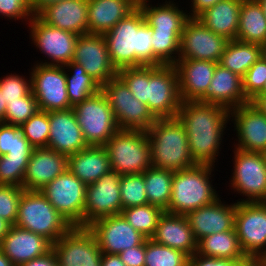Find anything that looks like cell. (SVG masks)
<instances>
[{
	"instance_id": "obj_1",
	"label": "cell",
	"mask_w": 266,
	"mask_h": 266,
	"mask_svg": "<svg viewBox=\"0 0 266 266\" xmlns=\"http://www.w3.org/2000/svg\"><path fill=\"white\" fill-rule=\"evenodd\" d=\"M177 117L186 128L195 164L215 166L230 110L218 104L188 101L181 103Z\"/></svg>"
},
{
	"instance_id": "obj_2",
	"label": "cell",
	"mask_w": 266,
	"mask_h": 266,
	"mask_svg": "<svg viewBox=\"0 0 266 266\" xmlns=\"http://www.w3.org/2000/svg\"><path fill=\"white\" fill-rule=\"evenodd\" d=\"M103 36L117 71L127 67L153 66L152 29L138 6Z\"/></svg>"
},
{
	"instance_id": "obj_3",
	"label": "cell",
	"mask_w": 266,
	"mask_h": 266,
	"mask_svg": "<svg viewBox=\"0 0 266 266\" xmlns=\"http://www.w3.org/2000/svg\"><path fill=\"white\" fill-rule=\"evenodd\" d=\"M146 132L152 166L176 172L196 165L190 154L186 128L178 117L157 118Z\"/></svg>"
},
{
	"instance_id": "obj_4",
	"label": "cell",
	"mask_w": 266,
	"mask_h": 266,
	"mask_svg": "<svg viewBox=\"0 0 266 266\" xmlns=\"http://www.w3.org/2000/svg\"><path fill=\"white\" fill-rule=\"evenodd\" d=\"M214 166L198 165L174 172L171 198L166 213L186 215L211 204L219 195L211 184ZM211 175V176H210Z\"/></svg>"
},
{
	"instance_id": "obj_5",
	"label": "cell",
	"mask_w": 266,
	"mask_h": 266,
	"mask_svg": "<svg viewBox=\"0 0 266 266\" xmlns=\"http://www.w3.org/2000/svg\"><path fill=\"white\" fill-rule=\"evenodd\" d=\"M104 147L109 155L111 170L121 176L142 174L152 166L146 131L119 129Z\"/></svg>"
},
{
	"instance_id": "obj_6",
	"label": "cell",
	"mask_w": 266,
	"mask_h": 266,
	"mask_svg": "<svg viewBox=\"0 0 266 266\" xmlns=\"http://www.w3.org/2000/svg\"><path fill=\"white\" fill-rule=\"evenodd\" d=\"M15 226L39 234L52 244L72 228L39 191L26 190L19 202Z\"/></svg>"
},
{
	"instance_id": "obj_7",
	"label": "cell",
	"mask_w": 266,
	"mask_h": 266,
	"mask_svg": "<svg viewBox=\"0 0 266 266\" xmlns=\"http://www.w3.org/2000/svg\"><path fill=\"white\" fill-rule=\"evenodd\" d=\"M87 145L104 146L119 130L107 98L100 90L73 107Z\"/></svg>"
},
{
	"instance_id": "obj_8",
	"label": "cell",
	"mask_w": 266,
	"mask_h": 266,
	"mask_svg": "<svg viewBox=\"0 0 266 266\" xmlns=\"http://www.w3.org/2000/svg\"><path fill=\"white\" fill-rule=\"evenodd\" d=\"M182 100L174 65H147L146 105L156 118L177 117Z\"/></svg>"
},
{
	"instance_id": "obj_9",
	"label": "cell",
	"mask_w": 266,
	"mask_h": 266,
	"mask_svg": "<svg viewBox=\"0 0 266 266\" xmlns=\"http://www.w3.org/2000/svg\"><path fill=\"white\" fill-rule=\"evenodd\" d=\"M101 91L113 110L119 129L147 131L156 121L148 106L134 97L118 76L102 85Z\"/></svg>"
},
{
	"instance_id": "obj_10",
	"label": "cell",
	"mask_w": 266,
	"mask_h": 266,
	"mask_svg": "<svg viewBox=\"0 0 266 266\" xmlns=\"http://www.w3.org/2000/svg\"><path fill=\"white\" fill-rule=\"evenodd\" d=\"M86 186L67 169L39 192L72 227H84Z\"/></svg>"
},
{
	"instance_id": "obj_11",
	"label": "cell",
	"mask_w": 266,
	"mask_h": 266,
	"mask_svg": "<svg viewBox=\"0 0 266 266\" xmlns=\"http://www.w3.org/2000/svg\"><path fill=\"white\" fill-rule=\"evenodd\" d=\"M234 228L248 259L266 256V206L262 202H238Z\"/></svg>"
},
{
	"instance_id": "obj_12",
	"label": "cell",
	"mask_w": 266,
	"mask_h": 266,
	"mask_svg": "<svg viewBox=\"0 0 266 266\" xmlns=\"http://www.w3.org/2000/svg\"><path fill=\"white\" fill-rule=\"evenodd\" d=\"M230 187L248 197L238 202H262L266 198V162L262 153L234 149Z\"/></svg>"
},
{
	"instance_id": "obj_13",
	"label": "cell",
	"mask_w": 266,
	"mask_h": 266,
	"mask_svg": "<svg viewBox=\"0 0 266 266\" xmlns=\"http://www.w3.org/2000/svg\"><path fill=\"white\" fill-rule=\"evenodd\" d=\"M31 68V89L39 110L59 111L72 108L67 96L64 66L35 64Z\"/></svg>"
},
{
	"instance_id": "obj_14",
	"label": "cell",
	"mask_w": 266,
	"mask_h": 266,
	"mask_svg": "<svg viewBox=\"0 0 266 266\" xmlns=\"http://www.w3.org/2000/svg\"><path fill=\"white\" fill-rule=\"evenodd\" d=\"M31 27L30 39L32 38V43L36 45L35 47L41 53L45 54L48 60L51 61L44 62L41 61L38 64L42 65H55V66H65L67 63L72 61L74 56L75 45L78 39V35L53 26H49L43 22L37 15L33 17L27 23Z\"/></svg>"
},
{
	"instance_id": "obj_15",
	"label": "cell",
	"mask_w": 266,
	"mask_h": 266,
	"mask_svg": "<svg viewBox=\"0 0 266 266\" xmlns=\"http://www.w3.org/2000/svg\"><path fill=\"white\" fill-rule=\"evenodd\" d=\"M58 266H101L102 252L87 227H72L52 244Z\"/></svg>"
},
{
	"instance_id": "obj_16",
	"label": "cell",
	"mask_w": 266,
	"mask_h": 266,
	"mask_svg": "<svg viewBox=\"0 0 266 266\" xmlns=\"http://www.w3.org/2000/svg\"><path fill=\"white\" fill-rule=\"evenodd\" d=\"M228 41L205 27L198 18L189 17L180 38L179 59L219 63Z\"/></svg>"
},
{
	"instance_id": "obj_17",
	"label": "cell",
	"mask_w": 266,
	"mask_h": 266,
	"mask_svg": "<svg viewBox=\"0 0 266 266\" xmlns=\"http://www.w3.org/2000/svg\"><path fill=\"white\" fill-rule=\"evenodd\" d=\"M73 62L81 65L86 74L94 78L101 86L117 76L108 52V45L102 34L79 35Z\"/></svg>"
},
{
	"instance_id": "obj_18",
	"label": "cell",
	"mask_w": 266,
	"mask_h": 266,
	"mask_svg": "<svg viewBox=\"0 0 266 266\" xmlns=\"http://www.w3.org/2000/svg\"><path fill=\"white\" fill-rule=\"evenodd\" d=\"M120 178L111 170L86 186L84 227L102 217L121 214Z\"/></svg>"
},
{
	"instance_id": "obj_19",
	"label": "cell",
	"mask_w": 266,
	"mask_h": 266,
	"mask_svg": "<svg viewBox=\"0 0 266 266\" xmlns=\"http://www.w3.org/2000/svg\"><path fill=\"white\" fill-rule=\"evenodd\" d=\"M87 228L95 236L102 253L119 254L140 245L146 238L122 214L102 217Z\"/></svg>"
},
{
	"instance_id": "obj_20",
	"label": "cell",
	"mask_w": 266,
	"mask_h": 266,
	"mask_svg": "<svg viewBox=\"0 0 266 266\" xmlns=\"http://www.w3.org/2000/svg\"><path fill=\"white\" fill-rule=\"evenodd\" d=\"M230 119L238 137L234 148L248 152L266 151V116L258 107L249 101L231 109Z\"/></svg>"
},
{
	"instance_id": "obj_21",
	"label": "cell",
	"mask_w": 266,
	"mask_h": 266,
	"mask_svg": "<svg viewBox=\"0 0 266 266\" xmlns=\"http://www.w3.org/2000/svg\"><path fill=\"white\" fill-rule=\"evenodd\" d=\"M237 203L226 204L220 198L185 215L198 242L205 236L234 229Z\"/></svg>"
},
{
	"instance_id": "obj_22",
	"label": "cell",
	"mask_w": 266,
	"mask_h": 266,
	"mask_svg": "<svg viewBox=\"0 0 266 266\" xmlns=\"http://www.w3.org/2000/svg\"><path fill=\"white\" fill-rule=\"evenodd\" d=\"M68 156L48 147L34 148L29 158L22 188L40 191L67 170Z\"/></svg>"
},
{
	"instance_id": "obj_23",
	"label": "cell",
	"mask_w": 266,
	"mask_h": 266,
	"mask_svg": "<svg viewBox=\"0 0 266 266\" xmlns=\"http://www.w3.org/2000/svg\"><path fill=\"white\" fill-rule=\"evenodd\" d=\"M217 64L214 61L178 59L174 66L182 102L202 101L207 96Z\"/></svg>"
},
{
	"instance_id": "obj_24",
	"label": "cell",
	"mask_w": 266,
	"mask_h": 266,
	"mask_svg": "<svg viewBox=\"0 0 266 266\" xmlns=\"http://www.w3.org/2000/svg\"><path fill=\"white\" fill-rule=\"evenodd\" d=\"M49 139L47 147L67 156L87 147L73 108L50 111Z\"/></svg>"
},
{
	"instance_id": "obj_25",
	"label": "cell",
	"mask_w": 266,
	"mask_h": 266,
	"mask_svg": "<svg viewBox=\"0 0 266 266\" xmlns=\"http://www.w3.org/2000/svg\"><path fill=\"white\" fill-rule=\"evenodd\" d=\"M52 249V243L32 231L12 225L0 244V250L14 266L43 256Z\"/></svg>"
},
{
	"instance_id": "obj_26",
	"label": "cell",
	"mask_w": 266,
	"mask_h": 266,
	"mask_svg": "<svg viewBox=\"0 0 266 266\" xmlns=\"http://www.w3.org/2000/svg\"><path fill=\"white\" fill-rule=\"evenodd\" d=\"M88 0H63L44 8L37 16L49 26L82 35L88 33Z\"/></svg>"
},
{
	"instance_id": "obj_27",
	"label": "cell",
	"mask_w": 266,
	"mask_h": 266,
	"mask_svg": "<svg viewBox=\"0 0 266 266\" xmlns=\"http://www.w3.org/2000/svg\"><path fill=\"white\" fill-rule=\"evenodd\" d=\"M150 239L160 245L180 250L189 257L197 252V241L185 215L164 212Z\"/></svg>"
},
{
	"instance_id": "obj_28",
	"label": "cell",
	"mask_w": 266,
	"mask_h": 266,
	"mask_svg": "<svg viewBox=\"0 0 266 266\" xmlns=\"http://www.w3.org/2000/svg\"><path fill=\"white\" fill-rule=\"evenodd\" d=\"M201 102L218 104L229 110L249 102L244 95L242 77L217 64L207 96Z\"/></svg>"
},
{
	"instance_id": "obj_29",
	"label": "cell",
	"mask_w": 266,
	"mask_h": 266,
	"mask_svg": "<svg viewBox=\"0 0 266 266\" xmlns=\"http://www.w3.org/2000/svg\"><path fill=\"white\" fill-rule=\"evenodd\" d=\"M137 0H88V33L104 35L137 7Z\"/></svg>"
},
{
	"instance_id": "obj_30",
	"label": "cell",
	"mask_w": 266,
	"mask_h": 266,
	"mask_svg": "<svg viewBox=\"0 0 266 266\" xmlns=\"http://www.w3.org/2000/svg\"><path fill=\"white\" fill-rule=\"evenodd\" d=\"M67 169L86 185L93 184L111 171L109 155L104 146L88 145L68 156Z\"/></svg>"
},
{
	"instance_id": "obj_31",
	"label": "cell",
	"mask_w": 266,
	"mask_h": 266,
	"mask_svg": "<svg viewBox=\"0 0 266 266\" xmlns=\"http://www.w3.org/2000/svg\"><path fill=\"white\" fill-rule=\"evenodd\" d=\"M243 0H221L197 18L212 32L231 41L237 38L239 14Z\"/></svg>"
},
{
	"instance_id": "obj_32",
	"label": "cell",
	"mask_w": 266,
	"mask_h": 266,
	"mask_svg": "<svg viewBox=\"0 0 266 266\" xmlns=\"http://www.w3.org/2000/svg\"><path fill=\"white\" fill-rule=\"evenodd\" d=\"M149 0H138L137 6L144 15L145 22L152 32H183L187 12L176 6L174 1H165L162 5L152 6Z\"/></svg>"
},
{
	"instance_id": "obj_33",
	"label": "cell",
	"mask_w": 266,
	"mask_h": 266,
	"mask_svg": "<svg viewBox=\"0 0 266 266\" xmlns=\"http://www.w3.org/2000/svg\"><path fill=\"white\" fill-rule=\"evenodd\" d=\"M236 39L258 45L266 43V17L257 0L242 1Z\"/></svg>"
},
{
	"instance_id": "obj_34",
	"label": "cell",
	"mask_w": 266,
	"mask_h": 266,
	"mask_svg": "<svg viewBox=\"0 0 266 266\" xmlns=\"http://www.w3.org/2000/svg\"><path fill=\"white\" fill-rule=\"evenodd\" d=\"M197 253L230 260H248L240 247L235 228L205 236L197 242Z\"/></svg>"
},
{
	"instance_id": "obj_35",
	"label": "cell",
	"mask_w": 266,
	"mask_h": 266,
	"mask_svg": "<svg viewBox=\"0 0 266 266\" xmlns=\"http://www.w3.org/2000/svg\"><path fill=\"white\" fill-rule=\"evenodd\" d=\"M260 57V45L234 39L226 44L218 64L243 77Z\"/></svg>"
},
{
	"instance_id": "obj_36",
	"label": "cell",
	"mask_w": 266,
	"mask_h": 266,
	"mask_svg": "<svg viewBox=\"0 0 266 266\" xmlns=\"http://www.w3.org/2000/svg\"><path fill=\"white\" fill-rule=\"evenodd\" d=\"M33 149L20 126L0 123V156L7 162L28 163Z\"/></svg>"
},
{
	"instance_id": "obj_37",
	"label": "cell",
	"mask_w": 266,
	"mask_h": 266,
	"mask_svg": "<svg viewBox=\"0 0 266 266\" xmlns=\"http://www.w3.org/2000/svg\"><path fill=\"white\" fill-rule=\"evenodd\" d=\"M64 68L68 69L66 71L67 96L72 108L101 90V85L86 74L81 65L70 61ZM70 70L74 71L71 73Z\"/></svg>"
},
{
	"instance_id": "obj_38",
	"label": "cell",
	"mask_w": 266,
	"mask_h": 266,
	"mask_svg": "<svg viewBox=\"0 0 266 266\" xmlns=\"http://www.w3.org/2000/svg\"><path fill=\"white\" fill-rule=\"evenodd\" d=\"M174 172L151 166L143 172L148 204L156 205L164 211L171 198Z\"/></svg>"
},
{
	"instance_id": "obj_39",
	"label": "cell",
	"mask_w": 266,
	"mask_h": 266,
	"mask_svg": "<svg viewBox=\"0 0 266 266\" xmlns=\"http://www.w3.org/2000/svg\"><path fill=\"white\" fill-rule=\"evenodd\" d=\"M164 212L159 206L146 204L123 209L121 214L135 230L150 239Z\"/></svg>"
},
{
	"instance_id": "obj_40",
	"label": "cell",
	"mask_w": 266,
	"mask_h": 266,
	"mask_svg": "<svg viewBox=\"0 0 266 266\" xmlns=\"http://www.w3.org/2000/svg\"><path fill=\"white\" fill-rule=\"evenodd\" d=\"M181 35L182 32H152L153 66L174 65L178 61Z\"/></svg>"
},
{
	"instance_id": "obj_41",
	"label": "cell",
	"mask_w": 266,
	"mask_h": 266,
	"mask_svg": "<svg viewBox=\"0 0 266 266\" xmlns=\"http://www.w3.org/2000/svg\"><path fill=\"white\" fill-rule=\"evenodd\" d=\"M144 266H189V256L146 238Z\"/></svg>"
},
{
	"instance_id": "obj_42",
	"label": "cell",
	"mask_w": 266,
	"mask_h": 266,
	"mask_svg": "<svg viewBox=\"0 0 266 266\" xmlns=\"http://www.w3.org/2000/svg\"><path fill=\"white\" fill-rule=\"evenodd\" d=\"M120 194L121 212L126 208L148 204L143 173L122 175Z\"/></svg>"
},
{
	"instance_id": "obj_43",
	"label": "cell",
	"mask_w": 266,
	"mask_h": 266,
	"mask_svg": "<svg viewBox=\"0 0 266 266\" xmlns=\"http://www.w3.org/2000/svg\"><path fill=\"white\" fill-rule=\"evenodd\" d=\"M23 135L34 148L47 147L49 139V114L39 110L20 126Z\"/></svg>"
},
{
	"instance_id": "obj_44",
	"label": "cell",
	"mask_w": 266,
	"mask_h": 266,
	"mask_svg": "<svg viewBox=\"0 0 266 266\" xmlns=\"http://www.w3.org/2000/svg\"><path fill=\"white\" fill-rule=\"evenodd\" d=\"M6 103L3 123L10 125L21 126L39 111L38 103L32 92L28 96L21 97L20 101Z\"/></svg>"
},
{
	"instance_id": "obj_45",
	"label": "cell",
	"mask_w": 266,
	"mask_h": 266,
	"mask_svg": "<svg viewBox=\"0 0 266 266\" xmlns=\"http://www.w3.org/2000/svg\"><path fill=\"white\" fill-rule=\"evenodd\" d=\"M117 76L126 84L134 97L146 104L147 65L120 69Z\"/></svg>"
},
{
	"instance_id": "obj_46",
	"label": "cell",
	"mask_w": 266,
	"mask_h": 266,
	"mask_svg": "<svg viewBox=\"0 0 266 266\" xmlns=\"http://www.w3.org/2000/svg\"><path fill=\"white\" fill-rule=\"evenodd\" d=\"M25 190L15 185L0 184V217L15 225L18 206Z\"/></svg>"
},
{
	"instance_id": "obj_47",
	"label": "cell",
	"mask_w": 266,
	"mask_h": 266,
	"mask_svg": "<svg viewBox=\"0 0 266 266\" xmlns=\"http://www.w3.org/2000/svg\"><path fill=\"white\" fill-rule=\"evenodd\" d=\"M0 91L6 102L20 101L21 97L28 96L31 92V77L18 74H9L0 78Z\"/></svg>"
},
{
	"instance_id": "obj_48",
	"label": "cell",
	"mask_w": 266,
	"mask_h": 266,
	"mask_svg": "<svg viewBox=\"0 0 266 266\" xmlns=\"http://www.w3.org/2000/svg\"><path fill=\"white\" fill-rule=\"evenodd\" d=\"M246 99L252 101L263 89L266 82V61L260 57L242 77Z\"/></svg>"
},
{
	"instance_id": "obj_49",
	"label": "cell",
	"mask_w": 266,
	"mask_h": 266,
	"mask_svg": "<svg viewBox=\"0 0 266 266\" xmlns=\"http://www.w3.org/2000/svg\"><path fill=\"white\" fill-rule=\"evenodd\" d=\"M28 163L7 162L0 156V184L22 187Z\"/></svg>"
},
{
	"instance_id": "obj_50",
	"label": "cell",
	"mask_w": 266,
	"mask_h": 266,
	"mask_svg": "<svg viewBox=\"0 0 266 266\" xmlns=\"http://www.w3.org/2000/svg\"><path fill=\"white\" fill-rule=\"evenodd\" d=\"M0 15L15 21L25 19L26 22L33 17L29 0H0Z\"/></svg>"
},
{
	"instance_id": "obj_51",
	"label": "cell",
	"mask_w": 266,
	"mask_h": 266,
	"mask_svg": "<svg viewBox=\"0 0 266 266\" xmlns=\"http://www.w3.org/2000/svg\"><path fill=\"white\" fill-rule=\"evenodd\" d=\"M247 260H230L216 257H208L194 253L189 257V266H239Z\"/></svg>"
},
{
	"instance_id": "obj_52",
	"label": "cell",
	"mask_w": 266,
	"mask_h": 266,
	"mask_svg": "<svg viewBox=\"0 0 266 266\" xmlns=\"http://www.w3.org/2000/svg\"><path fill=\"white\" fill-rule=\"evenodd\" d=\"M126 266L145 265V240L138 246L128 248L118 254Z\"/></svg>"
},
{
	"instance_id": "obj_53",
	"label": "cell",
	"mask_w": 266,
	"mask_h": 266,
	"mask_svg": "<svg viewBox=\"0 0 266 266\" xmlns=\"http://www.w3.org/2000/svg\"><path fill=\"white\" fill-rule=\"evenodd\" d=\"M20 266H58V261L54 251L51 249L43 256L32 259L31 261L23 263Z\"/></svg>"
},
{
	"instance_id": "obj_54",
	"label": "cell",
	"mask_w": 266,
	"mask_h": 266,
	"mask_svg": "<svg viewBox=\"0 0 266 266\" xmlns=\"http://www.w3.org/2000/svg\"><path fill=\"white\" fill-rule=\"evenodd\" d=\"M221 0H191L192 10L187 13L188 17L197 18L201 13L214 6Z\"/></svg>"
},
{
	"instance_id": "obj_55",
	"label": "cell",
	"mask_w": 266,
	"mask_h": 266,
	"mask_svg": "<svg viewBox=\"0 0 266 266\" xmlns=\"http://www.w3.org/2000/svg\"><path fill=\"white\" fill-rule=\"evenodd\" d=\"M63 0H29L33 15H38L47 6Z\"/></svg>"
},
{
	"instance_id": "obj_56",
	"label": "cell",
	"mask_w": 266,
	"mask_h": 266,
	"mask_svg": "<svg viewBox=\"0 0 266 266\" xmlns=\"http://www.w3.org/2000/svg\"><path fill=\"white\" fill-rule=\"evenodd\" d=\"M101 266H126L118 254L102 253Z\"/></svg>"
},
{
	"instance_id": "obj_57",
	"label": "cell",
	"mask_w": 266,
	"mask_h": 266,
	"mask_svg": "<svg viewBox=\"0 0 266 266\" xmlns=\"http://www.w3.org/2000/svg\"><path fill=\"white\" fill-rule=\"evenodd\" d=\"M251 102L266 116V95H257Z\"/></svg>"
},
{
	"instance_id": "obj_58",
	"label": "cell",
	"mask_w": 266,
	"mask_h": 266,
	"mask_svg": "<svg viewBox=\"0 0 266 266\" xmlns=\"http://www.w3.org/2000/svg\"><path fill=\"white\" fill-rule=\"evenodd\" d=\"M12 225L0 217V244L4 237L8 234V231Z\"/></svg>"
},
{
	"instance_id": "obj_59",
	"label": "cell",
	"mask_w": 266,
	"mask_h": 266,
	"mask_svg": "<svg viewBox=\"0 0 266 266\" xmlns=\"http://www.w3.org/2000/svg\"><path fill=\"white\" fill-rule=\"evenodd\" d=\"M6 106H7V103L2 96V92L0 91V123L4 122Z\"/></svg>"
},
{
	"instance_id": "obj_60",
	"label": "cell",
	"mask_w": 266,
	"mask_h": 266,
	"mask_svg": "<svg viewBox=\"0 0 266 266\" xmlns=\"http://www.w3.org/2000/svg\"><path fill=\"white\" fill-rule=\"evenodd\" d=\"M0 266H14L10 259L0 250Z\"/></svg>"
},
{
	"instance_id": "obj_61",
	"label": "cell",
	"mask_w": 266,
	"mask_h": 266,
	"mask_svg": "<svg viewBox=\"0 0 266 266\" xmlns=\"http://www.w3.org/2000/svg\"><path fill=\"white\" fill-rule=\"evenodd\" d=\"M239 266H262L261 261L248 259L242 262Z\"/></svg>"
},
{
	"instance_id": "obj_62",
	"label": "cell",
	"mask_w": 266,
	"mask_h": 266,
	"mask_svg": "<svg viewBox=\"0 0 266 266\" xmlns=\"http://www.w3.org/2000/svg\"><path fill=\"white\" fill-rule=\"evenodd\" d=\"M258 3L260 4L262 10H263V13L266 17V0H257Z\"/></svg>"
},
{
	"instance_id": "obj_63",
	"label": "cell",
	"mask_w": 266,
	"mask_h": 266,
	"mask_svg": "<svg viewBox=\"0 0 266 266\" xmlns=\"http://www.w3.org/2000/svg\"><path fill=\"white\" fill-rule=\"evenodd\" d=\"M261 47V57L266 61V43L260 45Z\"/></svg>"
},
{
	"instance_id": "obj_64",
	"label": "cell",
	"mask_w": 266,
	"mask_h": 266,
	"mask_svg": "<svg viewBox=\"0 0 266 266\" xmlns=\"http://www.w3.org/2000/svg\"><path fill=\"white\" fill-rule=\"evenodd\" d=\"M258 95H266V82L264 83L262 91Z\"/></svg>"
},
{
	"instance_id": "obj_65",
	"label": "cell",
	"mask_w": 266,
	"mask_h": 266,
	"mask_svg": "<svg viewBox=\"0 0 266 266\" xmlns=\"http://www.w3.org/2000/svg\"><path fill=\"white\" fill-rule=\"evenodd\" d=\"M262 266H266V256L261 261Z\"/></svg>"
},
{
	"instance_id": "obj_66",
	"label": "cell",
	"mask_w": 266,
	"mask_h": 266,
	"mask_svg": "<svg viewBox=\"0 0 266 266\" xmlns=\"http://www.w3.org/2000/svg\"><path fill=\"white\" fill-rule=\"evenodd\" d=\"M262 154H263L265 162H266V151H264Z\"/></svg>"
},
{
	"instance_id": "obj_67",
	"label": "cell",
	"mask_w": 266,
	"mask_h": 266,
	"mask_svg": "<svg viewBox=\"0 0 266 266\" xmlns=\"http://www.w3.org/2000/svg\"><path fill=\"white\" fill-rule=\"evenodd\" d=\"M262 203L266 206V198L262 201Z\"/></svg>"
}]
</instances>
